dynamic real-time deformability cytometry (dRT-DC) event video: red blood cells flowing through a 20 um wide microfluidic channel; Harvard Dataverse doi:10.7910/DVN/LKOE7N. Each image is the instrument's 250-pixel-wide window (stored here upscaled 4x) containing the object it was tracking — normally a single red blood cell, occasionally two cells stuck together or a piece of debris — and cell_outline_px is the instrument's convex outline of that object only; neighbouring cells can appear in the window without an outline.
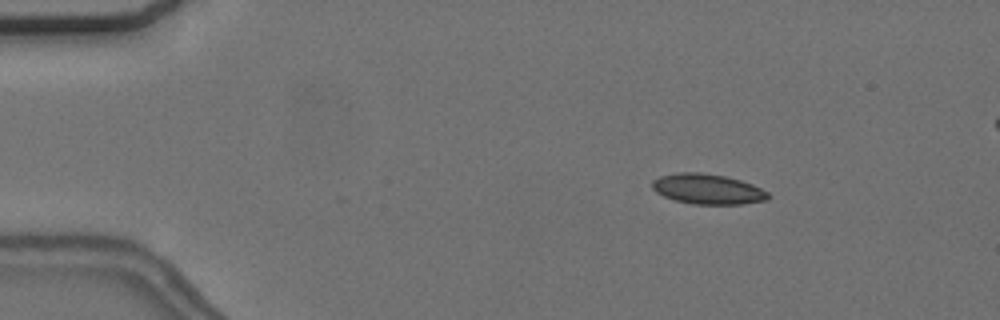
{"species": "common noctule bat (a hibernating species)", "species_latin": "Nyctalus noctula", "temperature_condition": "cold", "stored_images_in_passage": 48, "camera_frame_rate_fps": 3000, "um_per_image_px": 0.085, "animal": {"sex": "female", "body_mass_g": 24.6, "forearm_length_mm": 56.2}, "frame": {"image": 1, "passage_image": 1, "time_ms": 0.0, "image_size_px": [1000, 320], "cell_outline_px": [[772, 196], [768, 200], [740, 204], [692, 204], [676, 200], [664, 196], [656, 192], [652, 188], [652, 180], [660, 176], [676, 172], [700, 172], [724, 176], [740, 180], [752, 184], [768, 192]], "centroid_in_image_um": [60.15, 16.07], "position_along_channel_um": 24.8, "area_um2": 20.46}}
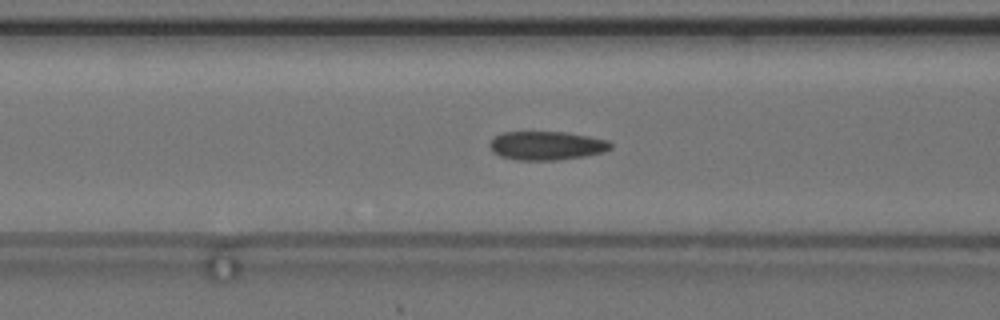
{"frame": {"image": 2, "passage_image": 15, "time_ms": 4.667, "image_size_px": [1000, 320], "cell_outline_px": [[612, 148], [604, 152], [584, 156], [556, 160], [516, 160], [500, 156], [492, 152], [488, 144], [496, 136], [504, 132], [564, 132], [588, 136], [608, 140], [612, 144]], "centroid_in_image_um": [46.46, 12.38], "position_along_channel_um": 120.1, "area_um2": 20.23}}
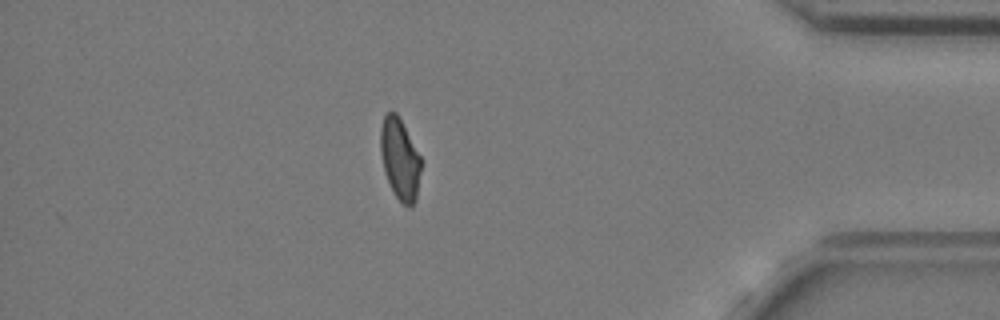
{"frame": {"image": 3, "passage_image": 41, "time_ms": 13.333, "image_size_px": [1000, 320], "cell_outline_px": [[420, 172], [416, 200], [412, 208], [408, 208], [396, 196], [384, 172], [380, 152], [380, 128], [384, 116], [388, 112], [396, 112], [420, 156]], "centroid_in_image_um": [33.97, 13.54], "position_along_channel_um": 401.2, "area_um2": 18.9}}